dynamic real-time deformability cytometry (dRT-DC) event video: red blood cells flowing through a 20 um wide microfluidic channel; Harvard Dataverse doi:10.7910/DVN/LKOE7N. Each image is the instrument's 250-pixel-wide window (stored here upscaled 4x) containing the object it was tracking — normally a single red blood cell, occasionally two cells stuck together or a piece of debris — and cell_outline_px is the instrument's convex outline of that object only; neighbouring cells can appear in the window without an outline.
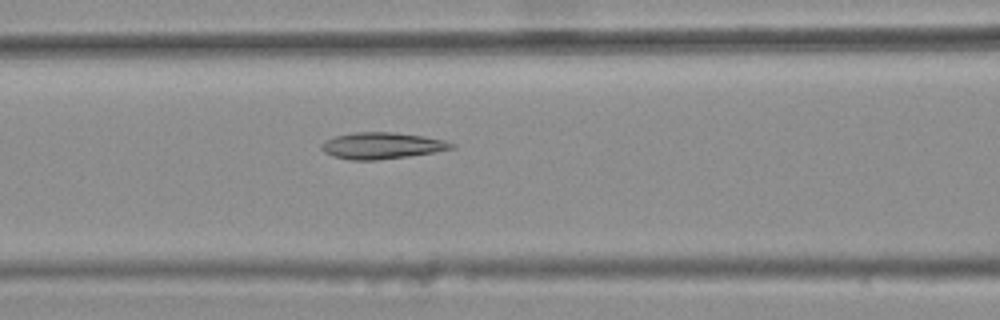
{"species": "common noctule bat (a hibernating species)", "species_latin": "Nyctalus noctula", "temperature_condition": "warm", "stored_images_in_passage": 7, "segment_of_instrument_passage": [2, 2], "camera_frame_rate_fps": 3000, "um_per_image_px": 0.085, "animal": {"sex": "female", "body_mass_g": 25.1}, "frame": {"image": 1, "passage_image": 7, "time_ms": 2.0, "image_size_px": [1000, 320], "cell_outline_px": [[456, 148], [408, 156], [376, 160], [352, 160], [332, 156], [324, 152], [320, 148], [320, 144], [324, 140], [332, 136], [352, 132], [392, 132], [424, 136], [444, 140], [456, 144]], "centroid_in_image_um": [32.41, 12.37], "position_along_channel_um": 134.2, "area_um2": 20.23}}